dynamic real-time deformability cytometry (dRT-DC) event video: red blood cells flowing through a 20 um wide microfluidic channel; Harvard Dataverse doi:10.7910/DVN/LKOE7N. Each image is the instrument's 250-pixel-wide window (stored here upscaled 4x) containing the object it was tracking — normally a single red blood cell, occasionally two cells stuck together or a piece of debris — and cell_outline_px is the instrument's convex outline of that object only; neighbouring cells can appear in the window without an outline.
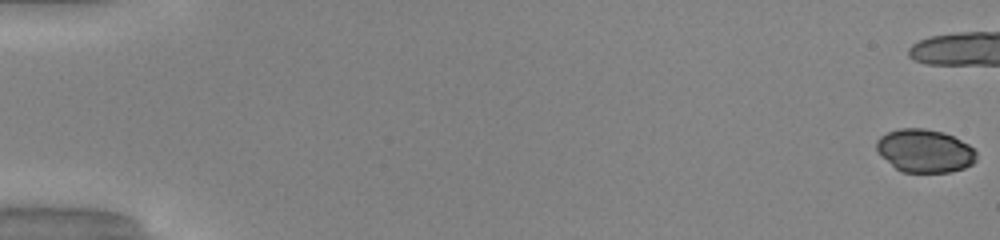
{"species": "common noctule bat (a hibernating species)", "species_latin": "Nyctalus noctula", "temperature_condition": "warm", "stored_images_in_passage": 9, "camera_frame_rate_fps": 3000, "um_per_image_px": 0.085, "animal": {"sex": "male", "body_mass_g": 20.0, "forearm_length_mm": 53.3}, "frame": {"image": 1, "passage_image": 1, "time_ms": 0.0, "image_size_px": [1000, 240], "cell_outline_px": [[976, 160], [972, 164], [964, 168], [952, 172], [900, 172], [880, 156], [876, 148], [876, 140], [880, 136], [888, 132], [900, 128], [924, 128], [944, 132], [968, 144], [976, 152]], "centroid_in_image_um": [78.58, 12.82], "position_along_channel_um": 6.4, "area_um2": 25.26}}